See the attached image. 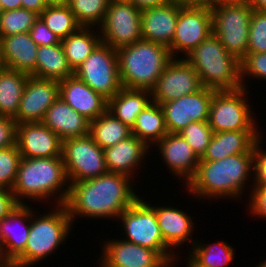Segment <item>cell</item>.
I'll use <instances>...</instances> for the list:
<instances>
[{
	"label": "cell",
	"instance_id": "obj_31",
	"mask_svg": "<svg viewBox=\"0 0 266 267\" xmlns=\"http://www.w3.org/2000/svg\"><path fill=\"white\" fill-rule=\"evenodd\" d=\"M29 74L4 67L0 71V115L15 117Z\"/></svg>",
	"mask_w": 266,
	"mask_h": 267
},
{
	"label": "cell",
	"instance_id": "obj_5",
	"mask_svg": "<svg viewBox=\"0 0 266 267\" xmlns=\"http://www.w3.org/2000/svg\"><path fill=\"white\" fill-rule=\"evenodd\" d=\"M185 59L198 73L203 87L216 91L242 88L240 60L211 34Z\"/></svg>",
	"mask_w": 266,
	"mask_h": 267
},
{
	"label": "cell",
	"instance_id": "obj_8",
	"mask_svg": "<svg viewBox=\"0 0 266 267\" xmlns=\"http://www.w3.org/2000/svg\"><path fill=\"white\" fill-rule=\"evenodd\" d=\"M122 221L123 240L157 251L173 267L177 255L165 244L156 213L151 204L139 197L130 207L123 211L118 220ZM171 251V252H170Z\"/></svg>",
	"mask_w": 266,
	"mask_h": 267
},
{
	"label": "cell",
	"instance_id": "obj_10",
	"mask_svg": "<svg viewBox=\"0 0 266 267\" xmlns=\"http://www.w3.org/2000/svg\"><path fill=\"white\" fill-rule=\"evenodd\" d=\"M62 158L69 183L108 173L104 150L90 135L63 140Z\"/></svg>",
	"mask_w": 266,
	"mask_h": 267
},
{
	"label": "cell",
	"instance_id": "obj_28",
	"mask_svg": "<svg viewBox=\"0 0 266 267\" xmlns=\"http://www.w3.org/2000/svg\"><path fill=\"white\" fill-rule=\"evenodd\" d=\"M151 101L150 90L122 87L118 93L108 100L107 111L123 124L132 128L136 117Z\"/></svg>",
	"mask_w": 266,
	"mask_h": 267
},
{
	"label": "cell",
	"instance_id": "obj_3",
	"mask_svg": "<svg viewBox=\"0 0 266 267\" xmlns=\"http://www.w3.org/2000/svg\"><path fill=\"white\" fill-rule=\"evenodd\" d=\"M69 186L62 157H21L17 177L11 191L18 204H26L23 201L25 198L35 202V199L46 201L53 196L52 200L54 199L56 204L60 205L66 202Z\"/></svg>",
	"mask_w": 266,
	"mask_h": 267
},
{
	"label": "cell",
	"instance_id": "obj_27",
	"mask_svg": "<svg viewBox=\"0 0 266 267\" xmlns=\"http://www.w3.org/2000/svg\"><path fill=\"white\" fill-rule=\"evenodd\" d=\"M155 213L158 225L160 227L162 236L164 238L165 244L169 248H176L181 246V244L192 243L194 245L195 241L190 239L193 234V222L188 213L183 210H179L176 207L169 206H151ZM191 236V237H190ZM189 240V242L187 241Z\"/></svg>",
	"mask_w": 266,
	"mask_h": 267
},
{
	"label": "cell",
	"instance_id": "obj_47",
	"mask_svg": "<svg viewBox=\"0 0 266 267\" xmlns=\"http://www.w3.org/2000/svg\"><path fill=\"white\" fill-rule=\"evenodd\" d=\"M132 3L136 8L140 9L141 11L154 8L165 3H168L170 0H126Z\"/></svg>",
	"mask_w": 266,
	"mask_h": 267
},
{
	"label": "cell",
	"instance_id": "obj_2",
	"mask_svg": "<svg viewBox=\"0 0 266 267\" xmlns=\"http://www.w3.org/2000/svg\"><path fill=\"white\" fill-rule=\"evenodd\" d=\"M251 173L254 174V153L234 154L217 161L200 158L196 173L186 186L194 197L202 196L200 199L242 198Z\"/></svg>",
	"mask_w": 266,
	"mask_h": 267
},
{
	"label": "cell",
	"instance_id": "obj_56",
	"mask_svg": "<svg viewBox=\"0 0 266 267\" xmlns=\"http://www.w3.org/2000/svg\"><path fill=\"white\" fill-rule=\"evenodd\" d=\"M4 63L2 61L1 51H0V71L4 68Z\"/></svg>",
	"mask_w": 266,
	"mask_h": 267
},
{
	"label": "cell",
	"instance_id": "obj_23",
	"mask_svg": "<svg viewBox=\"0 0 266 267\" xmlns=\"http://www.w3.org/2000/svg\"><path fill=\"white\" fill-rule=\"evenodd\" d=\"M42 123L62 141L89 135L90 121L60 97L47 109Z\"/></svg>",
	"mask_w": 266,
	"mask_h": 267
},
{
	"label": "cell",
	"instance_id": "obj_25",
	"mask_svg": "<svg viewBox=\"0 0 266 267\" xmlns=\"http://www.w3.org/2000/svg\"><path fill=\"white\" fill-rule=\"evenodd\" d=\"M103 150L108 172L121 173L132 178L135 175L134 171L138 169L137 166H141L140 163L151 149L132 134L118 144Z\"/></svg>",
	"mask_w": 266,
	"mask_h": 267
},
{
	"label": "cell",
	"instance_id": "obj_54",
	"mask_svg": "<svg viewBox=\"0 0 266 267\" xmlns=\"http://www.w3.org/2000/svg\"><path fill=\"white\" fill-rule=\"evenodd\" d=\"M0 267H15L11 261L0 260Z\"/></svg>",
	"mask_w": 266,
	"mask_h": 267
},
{
	"label": "cell",
	"instance_id": "obj_16",
	"mask_svg": "<svg viewBox=\"0 0 266 267\" xmlns=\"http://www.w3.org/2000/svg\"><path fill=\"white\" fill-rule=\"evenodd\" d=\"M99 267H170V264L150 248L123 239L104 241Z\"/></svg>",
	"mask_w": 266,
	"mask_h": 267
},
{
	"label": "cell",
	"instance_id": "obj_46",
	"mask_svg": "<svg viewBox=\"0 0 266 267\" xmlns=\"http://www.w3.org/2000/svg\"><path fill=\"white\" fill-rule=\"evenodd\" d=\"M17 205L11 189L0 187V221L5 218Z\"/></svg>",
	"mask_w": 266,
	"mask_h": 267
},
{
	"label": "cell",
	"instance_id": "obj_35",
	"mask_svg": "<svg viewBox=\"0 0 266 267\" xmlns=\"http://www.w3.org/2000/svg\"><path fill=\"white\" fill-rule=\"evenodd\" d=\"M39 17L60 40L65 39L81 27L68 4L47 6Z\"/></svg>",
	"mask_w": 266,
	"mask_h": 267
},
{
	"label": "cell",
	"instance_id": "obj_6",
	"mask_svg": "<svg viewBox=\"0 0 266 267\" xmlns=\"http://www.w3.org/2000/svg\"><path fill=\"white\" fill-rule=\"evenodd\" d=\"M33 212L31 210V226L25 250L12 262L15 267H30L54 254L72 229V219L64 204L57 205L55 210L45 215L36 216V212Z\"/></svg>",
	"mask_w": 266,
	"mask_h": 267
},
{
	"label": "cell",
	"instance_id": "obj_17",
	"mask_svg": "<svg viewBox=\"0 0 266 267\" xmlns=\"http://www.w3.org/2000/svg\"><path fill=\"white\" fill-rule=\"evenodd\" d=\"M59 98V82L29 76L17 115V124L42 122L47 109Z\"/></svg>",
	"mask_w": 266,
	"mask_h": 267
},
{
	"label": "cell",
	"instance_id": "obj_4",
	"mask_svg": "<svg viewBox=\"0 0 266 267\" xmlns=\"http://www.w3.org/2000/svg\"><path fill=\"white\" fill-rule=\"evenodd\" d=\"M121 86L151 90L173 59L165 45L139 40L117 49Z\"/></svg>",
	"mask_w": 266,
	"mask_h": 267
},
{
	"label": "cell",
	"instance_id": "obj_55",
	"mask_svg": "<svg viewBox=\"0 0 266 267\" xmlns=\"http://www.w3.org/2000/svg\"><path fill=\"white\" fill-rule=\"evenodd\" d=\"M243 0H212V6L223 2H238Z\"/></svg>",
	"mask_w": 266,
	"mask_h": 267
},
{
	"label": "cell",
	"instance_id": "obj_22",
	"mask_svg": "<svg viewBox=\"0 0 266 267\" xmlns=\"http://www.w3.org/2000/svg\"><path fill=\"white\" fill-rule=\"evenodd\" d=\"M38 47L29 33L0 37V51L4 66L34 77Z\"/></svg>",
	"mask_w": 266,
	"mask_h": 267
},
{
	"label": "cell",
	"instance_id": "obj_14",
	"mask_svg": "<svg viewBox=\"0 0 266 267\" xmlns=\"http://www.w3.org/2000/svg\"><path fill=\"white\" fill-rule=\"evenodd\" d=\"M203 88L200 77L185 58H173L150 90L152 101L160 105Z\"/></svg>",
	"mask_w": 266,
	"mask_h": 267
},
{
	"label": "cell",
	"instance_id": "obj_20",
	"mask_svg": "<svg viewBox=\"0 0 266 267\" xmlns=\"http://www.w3.org/2000/svg\"><path fill=\"white\" fill-rule=\"evenodd\" d=\"M59 97L89 121L107 111L108 100L72 75L59 82Z\"/></svg>",
	"mask_w": 266,
	"mask_h": 267
},
{
	"label": "cell",
	"instance_id": "obj_36",
	"mask_svg": "<svg viewBox=\"0 0 266 267\" xmlns=\"http://www.w3.org/2000/svg\"><path fill=\"white\" fill-rule=\"evenodd\" d=\"M110 0H69L68 6L82 27H99Z\"/></svg>",
	"mask_w": 266,
	"mask_h": 267
},
{
	"label": "cell",
	"instance_id": "obj_7",
	"mask_svg": "<svg viewBox=\"0 0 266 267\" xmlns=\"http://www.w3.org/2000/svg\"><path fill=\"white\" fill-rule=\"evenodd\" d=\"M253 9L247 0L223 2L211 7L212 34L227 50L241 60L247 54L250 19Z\"/></svg>",
	"mask_w": 266,
	"mask_h": 267
},
{
	"label": "cell",
	"instance_id": "obj_24",
	"mask_svg": "<svg viewBox=\"0 0 266 267\" xmlns=\"http://www.w3.org/2000/svg\"><path fill=\"white\" fill-rule=\"evenodd\" d=\"M28 207L27 204H19L0 221L1 235L5 245V261L13 262L25 250L33 209V207ZM15 225L21 226L20 229Z\"/></svg>",
	"mask_w": 266,
	"mask_h": 267
},
{
	"label": "cell",
	"instance_id": "obj_53",
	"mask_svg": "<svg viewBox=\"0 0 266 267\" xmlns=\"http://www.w3.org/2000/svg\"><path fill=\"white\" fill-rule=\"evenodd\" d=\"M0 260H5V245L0 230Z\"/></svg>",
	"mask_w": 266,
	"mask_h": 267
},
{
	"label": "cell",
	"instance_id": "obj_18",
	"mask_svg": "<svg viewBox=\"0 0 266 267\" xmlns=\"http://www.w3.org/2000/svg\"><path fill=\"white\" fill-rule=\"evenodd\" d=\"M16 144L23 158L62 157V140L42 122L17 124Z\"/></svg>",
	"mask_w": 266,
	"mask_h": 267
},
{
	"label": "cell",
	"instance_id": "obj_19",
	"mask_svg": "<svg viewBox=\"0 0 266 267\" xmlns=\"http://www.w3.org/2000/svg\"><path fill=\"white\" fill-rule=\"evenodd\" d=\"M159 147L164 164L173 175L187 183L196 173L200 158L179 133H167L156 145ZM181 177V178H180Z\"/></svg>",
	"mask_w": 266,
	"mask_h": 267
},
{
	"label": "cell",
	"instance_id": "obj_32",
	"mask_svg": "<svg viewBox=\"0 0 266 267\" xmlns=\"http://www.w3.org/2000/svg\"><path fill=\"white\" fill-rule=\"evenodd\" d=\"M91 29V30H90ZM93 27H80L65 39L61 40L66 59L72 70L78 68L101 43L100 33ZM95 33V34H94Z\"/></svg>",
	"mask_w": 266,
	"mask_h": 267
},
{
	"label": "cell",
	"instance_id": "obj_49",
	"mask_svg": "<svg viewBox=\"0 0 266 267\" xmlns=\"http://www.w3.org/2000/svg\"><path fill=\"white\" fill-rule=\"evenodd\" d=\"M180 6L212 7V0H170Z\"/></svg>",
	"mask_w": 266,
	"mask_h": 267
},
{
	"label": "cell",
	"instance_id": "obj_26",
	"mask_svg": "<svg viewBox=\"0 0 266 267\" xmlns=\"http://www.w3.org/2000/svg\"><path fill=\"white\" fill-rule=\"evenodd\" d=\"M258 131H225L213 133L204 161H217L240 153H254L256 143L262 139Z\"/></svg>",
	"mask_w": 266,
	"mask_h": 267
},
{
	"label": "cell",
	"instance_id": "obj_48",
	"mask_svg": "<svg viewBox=\"0 0 266 267\" xmlns=\"http://www.w3.org/2000/svg\"><path fill=\"white\" fill-rule=\"evenodd\" d=\"M22 8L34 11L38 15L47 7L44 0H21Z\"/></svg>",
	"mask_w": 266,
	"mask_h": 267
},
{
	"label": "cell",
	"instance_id": "obj_42",
	"mask_svg": "<svg viewBox=\"0 0 266 267\" xmlns=\"http://www.w3.org/2000/svg\"><path fill=\"white\" fill-rule=\"evenodd\" d=\"M31 38L40 46L55 45L61 43V40L56 36L44 23V21L38 17L29 31Z\"/></svg>",
	"mask_w": 266,
	"mask_h": 267
},
{
	"label": "cell",
	"instance_id": "obj_45",
	"mask_svg": "<svg viewBox=\"0 0 266 267\" xmlns=\"http://www.w3.org/2000/svg\"><path fill=\"white\" fill-rule=\"evenodd\" d=\"M249 200V212L266 220V187L253 186Z\"/></svg>",
	"mask_w": 266,
	"mask_h": 267
},
{
	"label": "cell",
	"instance_id": "obj_38",
	"mask_svg": "<svg viewBox=\"0 0 266 267\" xmlns=\"http://www.w3.org/2000/svg\"><path fill=\"white\" fill-rule=\"evenodd\" d=\"M213 133L208 121L191 122L179 132L199 158L206 153Z\"/></svg>",
	"mask_w": 266,
	"mask_h": 267
},
{
	"label": "cell",
	"instance_id": "obj_51",
	"mask_svg": "<svg viewBox=\"0 0 266 267\" xmlns=\"http://www.w3.org/2000/svg\"><path fill=\"white\" fill-rule=\"evenodd\" d=\"M253 10H266V0H247Z\"/></svg>",
	"mask_w": 266,
	"mask_h": 267
},
{
	"label": "cell",
	"instance_id": "obj_43",
	"mask_svg": "<svg viewBox=\"0 0 266 267\" xmlns=\"http://www.w3.org/2000/svg\"><path fill=\"white\" fill-rule=\"evenodd\" d=\"M261 141L260 139L254 147V176L252 186L266 187V151L262 148Z\"/></svg>",
	"mask_w": 266,
	"mask_h": 267
},
{
	"label": "cell",
	"instance_id": "obj_40",
	"mask_svg": "<svg viewBox=\"0 0 266 267\" xmlns=\"http://www.w3.org/2000/svg\"><path fill=\"white\" fill-rule=\"evenodd\" d=\"M266 52V10H253L249 34L247 53Z\"/></svg>",
	"mask_w": 266,
	"mask_h": 267
},
{
	"label": "cell",
	"instance_id": "obj_1",
	"mask_svg": "<svg viewBox=\"0 0 266 267\" xmlns=\"http://www.w3.org/2000/svg\"><path fill=\"white\" fill-rule=\"evenodd\" d=\"M131 177L110 173L99 177L70 183L69 194L64 203L72 223L75 217L118 220L119 215L140 196L132 188Z\"/></svg>",
	"mask_w": 266,
	"mask_h": 267
},
{
	"label": "cell",
	"instance_id": "obj_44",
	"mask_svg": "<svg viewBox=\"0 0 266 267\" xmlns=\"http://www.w3.org/2000/svg\"><path fill=\"white\" fill-rule=\"evenodd\" d=\"M17 123L13 117L0 116V149L16 145Z\"/></svg>",
	"mask_w": 266,
	"mask_h": 267
},
{
	"label": "cell",
	"instance_id": "obj_39",
	"mask_svg": "<svg viewBox=\"0 0 266 267\" xmlns=\"http://www.w3.org/2000/svg\"><path fill=\"white\" fill-rule=\"evenodd\" d=\"M21 154L17 144L0 149V187L12 189L17 177Z\"/></svg>",
	"mask_w": 266,
	"mask_h": 267
},
{
	"label": "cell",
	"instance_id": "obj_52",
	"mask_svg": "<svg viewBox=\"0 0 266 267\" xmlns=\"http://www.w3.org/2000/svg\"><path fill=\"white\" fill-rule=\"evenodd\" d=\"M69 0H44L47 6L65 5Z\"/></svg>",
	"mask_w": 266,
	"mask_h": 267
},
{
	"label": "cell",
	"instance_id": "obj_33",
	"mask_svg": "<svg viewBox=\"0 0 266 267\" xmlns=\"http://www.w3.org/2000/svg\"><path fill=\"white\" fill-rule=\"evenodd\" d=\"M89 135L102 148L118 144L132 135L131 128L106 111L90 121Z\"/></svg>",
	"mask_w": 266,
	"mask_h": 267
},
{
	"label": "cell",
	"instance_id": "obj_30",
	"mask_svg": "<svg viewBox=\"0 0 266 267\" xmlns=\"http://www.w3.org/2000/svg\"><path fill=\"white\" fill-rule=\"evenodd\" d=\"M131 130L150 149L151 144L155 146L168 133L161 105L151 101L136 117Z\"/></svg>",
	"mask_w": 266,
	"mask_h": 267
},
{
	"label": "cell",
	"instance_id": "obj_11",
	"mask_svg": "<svg viewBox=\"0 0 266 267\" xmlns=\"http://www.w3.org/2000/svg\"><path fill=\"white\" fill-rule=\"evenodd\" d=\"M74 75L107 100L111 99L122 88L117 50L101 42L74 70Z\"/></svg>",
	"mask_w": 266,
	"mask_h": 267
},
{
	"label": "cell",
	"instance_id": "obj_58",
	"mask_svg": "<svg viewBox=\"0 0 266 267\" xmlns=\"http://www.w3.org/2000/svg\"><path fill=\"white\" fill-rule=\"evenodd\" d=\"M187 263V267H196L189 259Z\"/></svg>",
	"mask_w": 266,
	"mask_h": 267
},
{
	"label": "cell",
	"instance_id": "obj_29",
	"mask_svg": "<svg viewBox=\"0 0 266 267\" xmlns=\"http://www.w3.org/2000/svg\"><path fill=\"white\" fill-rule=\"evenodd\" d=\"M74 75L61 43L38 47L35 77L62 81Z\"/></svg>",
	"mask_w": 266,
	"mask_h": 267
},
{
	"label": "cell",
	"instance_id": "obj_41",
	"mask_svg": "<svg viewBox=\"0 0 266 267\" xmlns=\"http://www.w3.org/2000/svg\"><path fill=\"white\" fill-rule=\"evenodd\" d=\"M241 82L242 87L246 88L245 77L258 78L266 80V52L265 53H247L241 60ZM249 75V76H248Z\"/></svg>",
	"mask_w": 266,
	"mask_h": 267
},
{
	"label": "cell",
	"instance_id": "obj_13",
	"mask_svg": "<svg viewBox=\"0 0 266 267\" xmlns=\"http://www.w3.org/2000/svg\"><path fill=\"white\" fill-rule=\"evenodd\" d=\"M211 34V7L182 6L169 51L173 58H177L180 53L185 58Z\"/></svg>",
	"mask_w": 266,
	"mask_h": 267
},
{
	"label": "cell",
	"instance_id": "obj_21",
	"mask_svg": "<svg viewBox=\"0 0 266 267\" xmlns=\"http://www.w3.org/2000/svg\"><path fill=\"white\" fill-rule=\"evenodd\" d=\"M181 7L169 1L163 5L143 10L141 12L142 40L169 47L173 40Z\"/></svg>",
	"mask_w": 266,
	"mask_h": 267
},
{
	"label": "cell",
	"instance_id": "obj_34",
	"mask_svg": "<svg viewBox=\"0 0 266 267\" xmlns=\"http://www.w3.org/2000/svg\"><path fill=\"white\" fill-rule=\"evenodd\" d=\"M192 247L187 259L196 267H227L229 263L234 261V249L223 240L207 245L196 239Z\"/></svg>",
	"mask_w": 266,
	"mask_h": 267
},
{
	"label": "cell",
	"instance_id": "obj_50",
	"mask_svg": "<svg viewBox=\"0 0 266 267\" xmlns=\"http://www.w3.org/2000/svg\"><path fill=\"white\" fill-rule=\"evenodd\" d=\"M3 11L22 8L21 0H0Z\"/></svg>",
	"mask_w": 266,
	"mask_h": 267
},
{
	"label": "cell",
	"instance_id": "obj_9",
	"mask_svg": "<svg viewBox=\"0 0 266 267\" xmlns=\"http://www.w3.org/2000/svg\"><path fill=\"white\" fill-rule=\"evenodd\" d=\"M247 88L215 91L210 105L209 126L216 132L257 131ZM247 101V102H246ZM253 114V115H252Z\"/></svg>",
	"mask_w": 266,
	"mask_h": 267
},
{
	"label": "cell",
	"instance_id": "obj_37",
	"mask_svg": "<svg viewBox=\"0 0 266 267\" xmlns=\"http://www.w3.org/2000/svg\"><path fill=\"white\" fill-rule=\"evenodd\" d=\"M39 15L34 11L19 8L0 14V37L29 33Z\"/></svg>",
	"mask_w": 266,
	"mask_h": 267
},
{
	"label": "cell",
	"instance_id": "obj_15",
	"mask_svg": "<svg viewBox=\"0 0 266 267\" xmlns=\"http://www.w3.org/2000/svg\"><path fill=\"white\" fill-rule=\"evenodd\" d=\"M216 90L203 87L161 105L168 133H179L191 122L209 120L210 105Z\"/></svg>",
	"mask_w": 266,
	"mask_h": 267
},
{
	"label": "cell",
	"instance_id": "obj_59",
	"mask_svg": "<svg viewBox=\"0 0 266 267\" xmlns=\"http://www.w3.org/2000/svg\"><path fill=\"white\" fill-rule=\"evenodd\" d=\"M3 12V10H2V5H1V3H0V14Z\"/></svg>",
	"mask_w": 266,
	"mask_h": 267
},
{
	"label": "cell",
	"instance_id": "obj_57",
	"mask_svg": "<svg viewBox=\"0 0 266 267\" xmlns=\"http://www.w3.org/2000/svg\"><path fill=\"white\" fill-rule=\"evenodd\" d=\"M256 267H266V260L264 262L262 261L261 263H259V265Z\"/></svg>",
	"mask_w": 266,
	"mask_h": 267
},
{
	"label": "cell",
	"instance_id": "obj_12",
	"mask_svg": "<svg viewBox=\"0 0 266 267\" xmlns=\"http://www.w3.org/2000/svg\"><path fill=\"white\" fill-rule=\"evenodd\" d=\"M141 10L126 0L110 1L102 24L101 42L113 49L142 40Z\"/></svg>",
	"mask_w": 266,
	"mask_h": 267
}]
</instances>
